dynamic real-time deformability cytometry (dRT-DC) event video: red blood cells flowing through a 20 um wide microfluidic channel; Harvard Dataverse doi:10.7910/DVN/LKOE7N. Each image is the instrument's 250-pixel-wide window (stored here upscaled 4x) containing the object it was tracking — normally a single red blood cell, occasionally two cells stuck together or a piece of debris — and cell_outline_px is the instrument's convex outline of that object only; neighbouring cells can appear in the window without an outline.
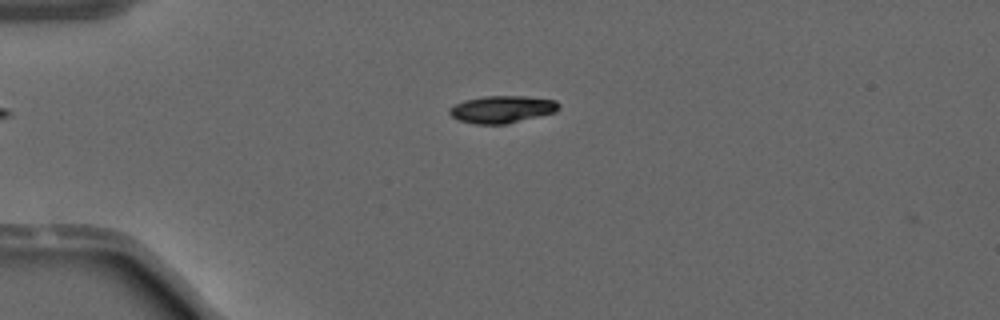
{"species": "common noctule bat (a hibernating species)", "species_latin": "Nyctalus noctula", "temperature_condition": "warm", "stored_images_in_passage": 40, "camera_frame_rate_fps": 3000, "um_per_image_px": 0.085, "animal": {"sex": "male", "forearm_length_mm": 52.5}, "frame": {"image": 1, "passage_image": 2, "time_ms": 0.333, "image_size_px": [1000, 320], "cell_outline_px": [[560, 108], [556, 112], [504, 124], [476, 124], [460, 120], [452, 116], [448, 112], [448, 108], [464, 100], [484, 96], [524, 96], [556, 100], [560, 104]], "centroid_in_image_um": [42.68, 9.28], "position_along_channel_um": 42.3, "area_um2": 17.28}}
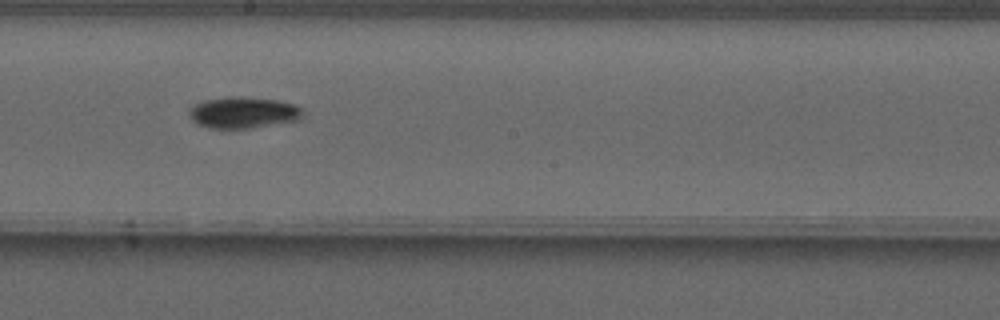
{"frame": {"image": 2, "passage_image": 18, "time_ms": 5.667, "image_size_px": [1000, 320], "cell_outline_px": [[304, 116], [300, 120], [252, 128], [208, 128], [192, 120], [188, 112], [192, 104], [204, 100], [228, 96], [240, 96], [276, 100], [296, 104], [304, 108]], "centroid_in_image_um": [20.72, 9.56], "position_along_channel_um": 227.5, "area_um2": 21.15}}
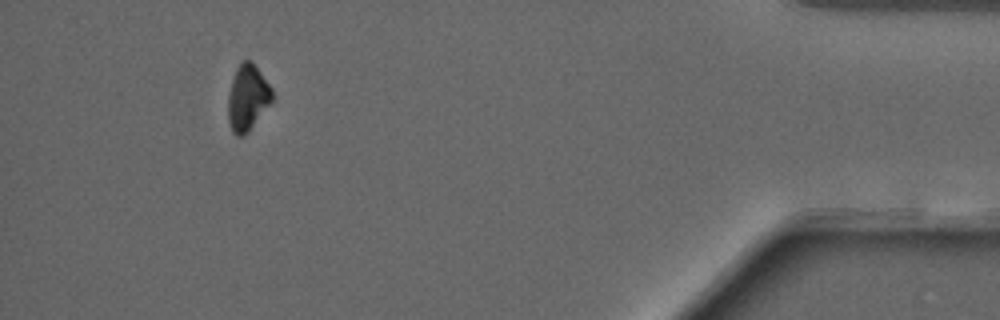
{"frame": {"image": 3, "passage_image": 36, "time_ms": 11.667, "image_size_px": [1000, 320], "cell_outline_px": [[272, 100], [248, 132], [244, 136], [236, 136], [232, 132], [228, 120], [228, 96], [232, 80], [236, 68], [244, 60], [252, 60], [272, 88]], "centroid_in_image_um": [21.03, 8.3], "position_along_channel_um": 414.2, "area_um2": 16.82}, "authors_computed_cell_mechanics": {"area_um2": 19.4497, "velocity_mm_per_s": 4.0848, "shape_relaxation_time_tau1_ms": 3.8413, "shape_relaxation_time_tau2_ms": null, "deformation_change_tau1": 0.1312, "deformation_change_tau2": null}}